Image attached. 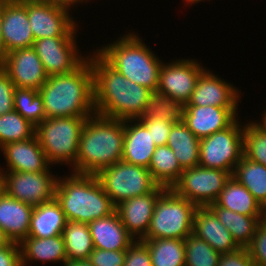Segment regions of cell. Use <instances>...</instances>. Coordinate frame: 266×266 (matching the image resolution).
<instances>
[{"mask_svg": "<svg viewBox=\"0 0 266 266\" xmlns=\"http://www.w3.org/2000/svg\"><path fill=\"white\" fill-rule=\"evenodd\" d=\"M15 85L3 71L0 74V116L14 111Z\"/></svg>", "mask_w": 266, "mask_h": 266, "instance_id": "cell-43", "label": "cell"}, {"mask_svg": "<svg viewBox=\"0 0 266 266\" xmlns=\"http://www.w3.org/2000/svg\"><path fill=\"white\" fill-rule=\"evenodd\" d=\"M148 170L154 181L165 188H172L183 171L173 150L168 145L155 148Z\"/></svg>", "mask_w": 266, "mask_h": 266, "instance_id": "cell-30", "label": "cell"}, {"mask_svg": "<svg viewBox=\"0 0 266 266\" xmlns=\"http://www.w3.org/2000/svg\"><path fill=\"white\" fill-rule=\"evenodd\" d=\"M4 71L3 66H2V62L0 61V74Z\"/></svg>", "mask_w": 266, "mask_h": 266, "instance_id": "cell-54", "label": "cell"}, {"mask_svg": "<svg viewBox=\"0 0 266 266\" xmlns=\"http://www.w3.org/2000/svg\"><path fill=\"white\" fill-rule=\"evenodd\" d=\"M150 131L155 146L166 145L173 123L154 117L138 118Z\"/></svg>", "mask_w": 266, "mask_h": 266, "instance_id": "cell-40", "label": "cell"}, {"mask_svg": "<svg viewBox=\"0 0 266 266\" xmlns=\"http://www.w3.org/2000/svg\"><path fill=\"white\" fill-rule=\"evenodd\" d=\"M3 191L32 207L55 198L58 175L42 172L2 171Z\"/></svg>", "mask_w": 266, "mask_h": 266, "instance_id": "cell-12", "label": "cell"}, {"mask_svg": "<svg viewBox=\"0 0 266 266\" xmlns=\"http://www.w3.org/2000/svg\"><path fill=\"white\" fill-rule=\"evenodd\" d=\"M0 266H22L19 243L10 242L6 247L0 249Z\"/></svg>", "mask_w": 266, "mask_h": 266, "instance_id": "cell-45", "label": "cell"}, {"mask_svg": "<svg viewBox=\"0 0 266 266\" xmlns=\"http://www.w3.org/2000/svg\"><path fill=\"white\" fill-rule=\"evenodd\" d=\"M62 266H94L89 259L85 260H69L67 259L62 263Z\"/></svg>", "mask_w": 266, "mask_h": 266, "instance_id": "cell-47", "label": "cell"}, {"mask_svg": "<svg viewBox=\"0 0 266 266\" xmlns=\"http://www.w3.org/2000/svg\"><path fill=\"white\" fill-rule=\"evenodd\" d=\"M10 1L17 4H26V3L60 2L61 0H10Z\"/></svg>", "mask_w": 266, "mask_h": 266, "instance_id": "cell-48", "label": "cell"}, {"mask_svg": "<svg viewBox=\"0 0 266 266\" xmlns=\"http://www.w3.org/2000/svg\"><path fill=\"white\" fill-rule=\"evenodd\" d=\"M124 266H152L150 252L142 240H135L125 250Z\"/></svg>", "mask_w": 266, "mask_h": 266, "instance_id": "cell-41", "label": "cell"}, {"mask_svg": "<svg viewBox=\"0 0 266 266\" xmlns=\"http://www.w3.org/2000/svg\"><path fill=\"white\" fill-rule=\"evenodd\" d=\"M232 176L245 186L266 210V166L243 156L236 165Z\"/></svg>", "mask_w": 266, "mask_h": 266, "instance_id": "cell-31", "label": "cell"}, {"mask_svg": "<svg viewBox=\"0 0 266 266\" xmlns=\"http://www.w3.org/2000/svg\"><path fill=\"white\" fill-rule=\"evenodd\" d=\"M89 117L45 118L35 127V135L48 161L53 165L76 164L80 134Z\"/></svg>", "mask_w": 266, "mask_h": 266, "instance_id": "cell-6", "label": "cell"}, {"mask_svg": "<svg viewBox=\"0 0 266 266\" xmlns=\"http://www.w3.org/2000/svg\"><path fill=\"white\" fill-rule=\"evenodd\" d=\"M220 220V222L232 234L235 242L246 248L253 236L260 221L266 216H248L236 213L222 207H209Z\"/></svg>", "mask_w": 266, "mask_h": 266, "instance_id": "cell-29", "label": "cell"}, {"mask_svg": "<svg viewBox=\"0 0 266 266\" xmlns=\"http://www.w3.org/2000/svg\"><path fill=\"white\" fill-rule=\"evenodd\" d=\"M232 175L229 172L195 166L182 171L172 190L197 207L214 204Z\"/></svg>", "mask_w": 266, "mask_h": 266, "instance_id": "cell-10", "label": "cell"}, {"mask_svg": "<svg viewBox=\"0 0 266 266\" xmlns=\"http://www.w3.org/2000/svg\"><path fill=\"white\" fill-rule=\"evenodd\" d=\"M184 1H185V3H187L189 5L200 3L201 1L203 2V0H184ZM204 2H205V0H204Z\"/></svg>", "mask_w": 266, "mask_h": 266, "instance_id": "cell-52", "label": "cell"}, {"mask_svg": "<svg viewBox=\"0 0 266 266\" xmlns=\"http://www.w3.org/2000/svg\"><path fill=\"white\" fill-rule=\"evenodd\" d=\"M197 206L167 188L155 204L147 234L141 240L185 239L193 233Z\"/></svg>", "mask_w": 266, "mask_h": 266, "instance_id": "cell-7", "label": "cell"}, {"mask_svg": "<svg viewBox=\"0 0 266 266\" xmlns=\"http://www.w3.org/2000/svg\"><path fill=\"white\" fill-rule=\"evenodd\" d=\"M241 91L206 69L198 78L190 100L185 105L238 107Z\"/></svg>", "mask_w": 266, "mask_h": 266, "instance_id": "cell-18", "label": "cell"}, {"mask_svg": "<svg viewBox=\"0 0 266 266\" xmlns=\"http://www.w3.org/2000/svg\"><path fill=\"white\" fill-rule=\"evenodd\" d=\"M94 248L127 250L135 239L127 232L115 210L112 214L88 223Z\"/></svg>", "mask_w": 266, "mask_h": 266, "instance_id": "cell-24", "label": "cell"}, {"mask_svg": "<svg viewBox=\"0 0 266 266\" xmlns=\"http://www.w3.org/2000/svg\"><path fill=\"white\" fill-rule=\"evenodd\" d=\"M0 151L7 167H0L1 171L37 173L52 169L36 135L27 140L8 143L1 147Z\"/></svg>", "mask_w": 266, "mask_h": 266, "instance_id": "cell-19", "label": "cell"}, {"mask_svg": "<svg viewBox=\"0 0 266 266\" xmlns=\"http://www.w3.org/2000/svg\"><path fill=\"white\" fill-rule=\"evenodd\" d=\"M96 176L115 206L126 199L148 194L158 186L148 168L123 160L103 168Z\"/></svg>", "mask_w": 266, "mask_h": 266, "instance_id": "cell-8", "label": "cell"}, {"mask_svg": "<svg viewBox=\"0 0 266 266\" xmlns=\"http://www.w3.org/2000/svg\"><path fill=\"white\" fill-rule=\"evenodd\" d=\"M1 62L4 72L17 88L38 91L48 79L43 64L33 47L7 53Z\"/></svg>", "mask_w": 266, "mask_h": 266, "instance_id": "cell-15", "label": "cell"}, {"mask_svg": "<svg viewBox=\"0 0 266 266\" xmlns=\"http://www.w3.org/2000/svg\"><path fill=\"white\" fill-rule=\"evenodd\" d=\"M33 208L5 191L0 193V228L11 242L20 244L28 237Z\"/></svg>", "mask_w": 266, "mask_h": 266, "instance_id": "cell-23", "label": "cell"}, {"mask_svg": "<svg viewBox=\"0 0 266 266\" xmlns=\"http://www.w3.org/2000/svg\"><path fill=\"white\" fill-rule=\"evenodd\" d=\"M35 135V126L17 111L0 116V148L11 142L27 140Z\"/></svg>", "mask_w": 266, "mask_h": 266, "instance_id": "cell-36", "label": "cell"}, {"mask_svg": "<svg viewBox=\"0 0 266 266\" xmlns=\"http://www.w3.org/2000/svg\"><path fill=\"white\" fill-rule=\"evenodd\" d=\"M123 147L124 120L95 113L84 123L71 172L97 175L103 168L122 160Z\"/></svg>", "mask_w": 266, "mask_h": 266, "instance_id": "cell-3", "label": "cell"}, {"mask_svg": "<svg viewBox=\"0 0 266 266\" xmlns=\"http://www.w3.org/2000/svg\"><path fill=\"white\" fill-rule=\"evenodd\" d=\"M264 110L265 111H263L264 113L262 114L263 117H261L262 120H259L260 122L256 120L255 123L266 132V109Z\"/></svg>", "mask_w": 266, "mask_h": 266, "instance_id": "cell-50", "label": "cell"}, {"mask_svg": "<svg viewBox=\"0 0 266 266\" xmlns=\"http://www.w3.org/2000/svg\"><path fill=\"white\" fill-rule=\"evenodd\" d=\"M38 92L43 99L46 118L94 115V76L90 53L76 70L48 76Z\"/></svg>", "mask_w": 266, "mask_h": 266, "instance_id": "cell-2", "label": "cell"}, {"mask_svg": "<svg viewBox=\"0 0 266 266\" xmlns=\"http://www.w3.org/2000/svg\"><path fill=\"white\" fill-rule=\"evenodd\" d=\"M185 104L158 91H152L148 97L144 113L140 118L154 117L178 124L184 120Z\"/></svg>", "mask_w": 266, "mask_h": 266, "instance_id": "cell-34", "label": "cell"}, {"mask_svg": "<svg viewBox=\"0 0 266 266\" xmlns=\"http://www.w3.org/2000/svg\"><path fill=\"white\" fill-rule=\"evenodd\" d=\"M150 252L152 266H185L184 239L142 240Z\"/></svg>", "mask_w": 266, "mask_h": 266, "instance_id": "cell-33", "label": "cell"}, {"mask_svg": "<svg viewBox=\"0 0 266 266\" xmlns=\"http://www.w3.org/2000/svg\"><path fill=\"white\" fill-rule=\"evenodd\" d=\"M3 191V175L2 171L0 170V193Z\"/></svg>", "mask_w": 266, "mask_h": 266, "instance_id": "cell-53", "label": "cell"}, {"mask_svg": "<svg viewBox=\"0 0 266 266\" xmlns=\"http://www.w3.org/2000/svg\"><path fill=\"white\" fill-rule=\"evenodd\" d=\"M62 236L65 242L67 259H89L94 246L87 223L67 221Z\"/></svg>", "mask_w": 266, "mask_h": 266, "instance_id": "cell-32", "label": "cell"}, {"mask_svg": "<svg viewBox=\"0 0 266 266\" xmlns=\"http://www.w3.org/2000/svg\"><path fill=\"white\" fill-rule=\"evenodd\" d=\"M243 128L244 124L237 119L227 129L200 139L199 166L220 169L233 175L236 165L243 158Z\"/></svg>", "mask_w": 266, "mask_h": 266, "instance_id": "cell-9", "label": "cell"}, {"mask_svg": "<svg viewBox=\"0 0 266 266\" xmlns=\"http://www.w3.org/2000/svg\"><path fill=\"white\" fill-rule=\"evenodd\" d=\"M193 234L206 241L220 254L232 253L241 248L208 206L196 208Z\"/></svg>", "mask_w": 266, "mask_h": 266, "instance_id": "cell-21", "label": "cell"}, {"mask_svg": "<svg viewBox=\"0 0 266 266\" xmlns=\"http://www.w3.org/2000/svg\"><path fill=\"white\" fill-rule=\"evenodd\" d=\"M89 261L94 266H124L125 250L110 251L94 248Z\"/></svg>", "mask_w": 266, "mask_h": 266, "instance_id": "cell-42", "label": "cell"}, {"mask_svg": "<svg viewBox=\"0 0 266 266\" xmlns=\"http://www.w3.org/2000/svg\"><path fill=\"white\" fill-rule=\"evenodd\" d=\"M155 148L150 131L139 119L124 120L123 161L148 168Z\"/></svg>", "mask_w": 266, "mask_h": 266, "instance_id": "cell-22", "label": "cell"}, {"mask_svg": "<svg viewBox=\"0 0 266 266\" xmlns=\"http://www.w3.org/2000/svg\"><path fill=\"white\" fill-rule=\"evenodd\" d=\"M70 174L65 178L59 176L55 189V198L67 221L88 224L115 211L116 206L105 193L96 175Z\"/></svg>", "mask_w": 266, "mask_h": 266, "instance_id": "cell-4", "label": "cell"}, {"mask_svg": "<svg viewBox=\"0 0 266 266\" xmlns=\"http://www.w3.org/2000/svg\"><path fill=\"white\" fill-rule=\"evenodd\" d=\"M77 37H46L34 40L33 48L48 76L67 74L76 70L88 57L82 56Z\"/></svg>", "mask_w": 266, "mask_h": 266, "instance_id": "cell-13", "label": "cell"}, {"mask_svg": "<svg viewBox=\"0 0 266 266\" xmlns=\"http://www.w3.org/2000/svg\"><path fill=\"white\" fill-rule=\"evenodd\" d=\"M67 218L56 198L33 208L28 237L49 238L62 235Z\"/></svg>", "mask_w": 266, "mask_h": 266, "instance_id": "cell-25", "label": "cell"}, {"mask_svg": "<svg viewBox=\"0 0 266 266\" xmlns=\"http://www.w3.org/2000/svg\"><path fill=\"white\" fill-rule=\"evenodd\" d=\"M246 248L257 266H266V218L260 221Z\"/></svg>", "mask_w": 266, "mask_h": 266, "instance_id": "cell-39", "label": "cell"}, {"mask_svg": "<svg viewBox=\"0 0 266 266\" xmlns=\"http://www.w3.org/2000/svg\"><path fill=\"white\" fill-rule=\"evenodd\" d=\"M2 21H3V1H0V61H2L7 54L2 36Z\"/></svg>", "mask_w": 266, "mask_h": 266, "instance_id": "cell-46", "label": "cell"}, {"mask_svg": "<svg viewBox=\"0 0 266 266\" xmlns=\"http://www.w3.org/2000/svg\"><path fill=\"white\" fill-rule=\"evenodd\" d=\"M62 2H66V3H68V4H70V5H72V7H74L77 3L79 4H83L82 2H88V1H90V0H61Z\"/></svg>", "mask_w": 266, "mask_h": 266, "instance_id": "cell-51", "label": "cell"}, {"mask_svg": "<svg viewBox=\"0 0 266 266\" xmlns=\"http://www.w3.org/2000/svg\"><path fill=\"white\" fill-rule=\"evenodd\" d=\"M218 266H257L247 248H240L232 253L221 254Z\"/></svg>", "mask_w": 266, "mask_h": 266, "instance_id": "cell-44", "label": "cell"}, {"mask_svg": "<svg viewBox=\"0 0 266 266\" xmlns=\"http://www.w3.org/2000/svg\"><path fill=\"white\" fill-rule=\"evenodd\" d=\"M14 110L35 127L46 118L43 99L34 89L15 88Z\"/></svg>", "mask_w": 266, "mask_h": 266, "instance_id": "cell-35", "label": "cell"}, {"mask_svg": "<svg viewBox=\"0 0 266 266\" xmlns=\"http://www.w3.org/2000/svg\"><path fill=\"white\" fill-rule=\"evenodd\" d=\"M196 59H177L162 63L157 91L187 104L200 75L206 70Z\"/></svg>", "mask_w": 266, "mask_h": 266, "instance_id": "cell-14", "label": "cell"}, {"mask_svg": "<svg viewBox=\"0 0 266 266\" xmlns=\"http://www.w3.org/2000/svg\"><path fill=\"white\" fill-rule=\"evenodd\" d=\"M208 207H222L248 216H266V210L233 176L225 183L215 203Z\"/></svg>", "mask_w": 266, "mask_h": 266, "instance_id": "cell-27", "label": "cell"}, {"mask_svg": "<svg viewBox=\"0 0 266 266\" xmlns=\"http://www.w3.org/2000/svg\"><path fill=\"white\" fill-rule=\"evenodd\" d=\"M238 112V107L185 105L183 122L202 139L230 127L239 118Z\"/></svg>", "mask_w": 266, "mask_h": 266, "instance_id": "cell-17", "label": "cell"}, {"mask_svg": "<svg viewBox=\"0 0 266 266\" xmlns=\"http://www.w3.org/2000/svg\"><path fill=\"white\" fill-rule=\"evenodd\" d=\"M185 266H218L221 254L191 233L185 239Z\"/></svg>", "mask_w": 266, "mask_h": 266, "instance_id": "cell-37", "label": "cell"}, {"mask_svg": "<svg viewBox=\"0 0 266 266\" xmlns=\"http://www.w3.org/2000/svg\"><path fill=\"white\" fill-rule=\"evenodd\" d=\"M91 53L95 113L121 120L140 118L152 91L125 78L96 49Z\"/></svg>", "mask_w": 266, "mask_h": 266, "instance_id": "cell-1", "label": "cell"}, {"mask_svg": "<svg viewBox=\"0 0 266 266\" xmlns=\"http://www.w3.org/2000/svg\"><path fill=\"white\" fill-rule=\"evenodd\" d=\"M98 48L96 51L125 78L157 91L163 61L147 47L142 37L130 31Z\"/></svg>", "mask_w": 266, "mask_h": 266, "instance_id": "cell-5", "label": "cell"}, {"mask_svg": "<svg viewBox=\"0 0 266 266\" xmlns=\"http://www.w3.org/2000/svg\"><path fill=\"white\" fill-rule=\"evenodd\" d=\"M22 266L34 262L63 263L67 260L65 242L62 235L49 238L27 237L20 244ZM30 262V263H29Z\"/></svg>", "mask_w": 266, "mask_h": 266, "instance_id": "cell-26", "label": "cell"}, {"mask_svg": "<svg viewBox=\"0 0 266 266\" xmlns=\"http://www.w3.org/2000/svg\"><path fill=\"white\" fill-rule=\"evenodd\" d=\"M11 241L6 237L3 230L0 228V249L6 247Z\"/></svg>", "mask_w": 266, "mask_h": 266, "instance_id": "cell-49", "label": "cell"}, {"mask_svg": "<svg viewBox=\"0 0 266 266\" xmlns=\"http://www.w3.org/2000/svg\"><path fill=\"white\" fill-rule=\"evenodd\" d=\"M34 40L46 37H76L79 25L66 2L26 3ZM78 25V26H77Z\"/></svg>", "mask_w": 266, "mask_h": 266, "instance_id": "cell-11", "label": "cell"}, {"mask_svg": "<svg viewBox=\"0 0 266 266\" xmlns=\"http://www.w3.org/2000/svg\"><path fill=\"white\" fill-rule=\"evenodd\" d=\"M247 122H243V156L266 166V132L255 121Z\"/></svg>", "mask_w": 266, "mask_h": 266, "instance_id": "cell-38", "label": "cell"}, {"mask_svg": "<svg viewBox=\"0 0 266 266\" xmlns=\"http://www.w3.org/2000/svg\"><path fill=\"white\" fill-rule=\"evenodd\" d=\"M166 145L173 150L183 170L199 165L200 139L183 121L172 126Z\"/></svg>", "mask_w": 266, "mask_h": 266, "instance_id": "cell-28", "label": "cell"}, {"mask_svg": "<svg viewBox=\"0 0 266 266\" xmlns=\"http://www.w3.org/2000/svg\"><path fill=\"white\" fill-rule=\"evenodd\" d=\"M2 36L7 53L33 47L34 36L25 4L3 1Z\"/></svg>", "mask_w": 266, "mask_h": 266, "instance_id": "cell-20", "label": "cell"}, {"mask_svg": "<svg viewBox=\"0 0 266 266\" xmlns=\"http://www.w3.org/2000/svg\"><path fill=\"white\" fill-rule=\"evenodd\" d=\"M166 189L158 185L148 194L126 199L116 205L121 222L135 240H141L147 234L155 204Z\"/></svg>", "mask_w": 266, "mask_h": 266, "instance_id": "cell-16", "label": "cell"}]
</instances>
